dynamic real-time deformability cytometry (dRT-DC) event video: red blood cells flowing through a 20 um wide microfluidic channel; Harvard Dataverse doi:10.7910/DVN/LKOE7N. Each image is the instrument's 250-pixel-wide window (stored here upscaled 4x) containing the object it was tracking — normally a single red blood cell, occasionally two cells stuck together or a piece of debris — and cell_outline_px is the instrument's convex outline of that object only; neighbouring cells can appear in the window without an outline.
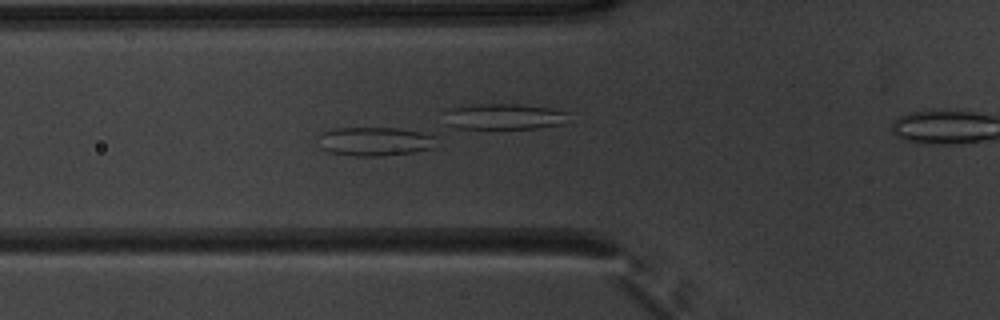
{"species": "common noctule bat (a hibernating species)", "species_latin": "Nyctalus noctula", "temperature_condition": "warm", "stored_images_in_passage": 43, "camera_frame_rate_fps": 3000, "um_per_image_px": 0.085, "animal": {"sex": "male", "body_mass_g": 20.1, "forearm_length_mm": 53.5}, "frame": {"image": 1, "passage_image": 19, "time_ms": 6.0, "image_size_px": [1000, 320], "cell_outline_px": [[436, 136], [432, 148], [412, 152], [380, 156], [352, 156], [328, 152], [320, 148], [320, 132], [336, 128], [400, 128], [420, 132]], "centroid_in_image_um": [31.82, 12.02], "position_along_channel_um": 94.0, "area_um2": 19.83}}
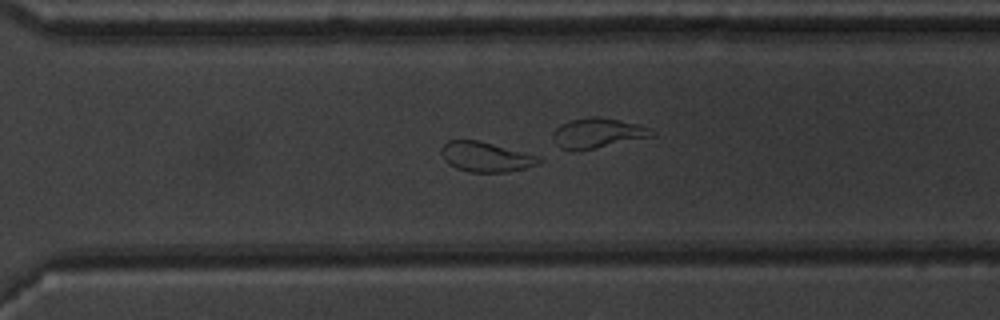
{"frame": {"image": 2, "passage_image": 37, "time_ms": 12.0, "image_size_px": [1000, 320], "cell_outline_px": [[544, 160], [540, 164], [508, 172], [468, 172], [456, 168], [448, 164], [440, 152], [440, 148], [448, 140], [480, 140], [536, 156]], "centroid_in_image_um": [41.27, 13.34], "position_along_channel_um": 329.3, "area_um2": 16.99}}